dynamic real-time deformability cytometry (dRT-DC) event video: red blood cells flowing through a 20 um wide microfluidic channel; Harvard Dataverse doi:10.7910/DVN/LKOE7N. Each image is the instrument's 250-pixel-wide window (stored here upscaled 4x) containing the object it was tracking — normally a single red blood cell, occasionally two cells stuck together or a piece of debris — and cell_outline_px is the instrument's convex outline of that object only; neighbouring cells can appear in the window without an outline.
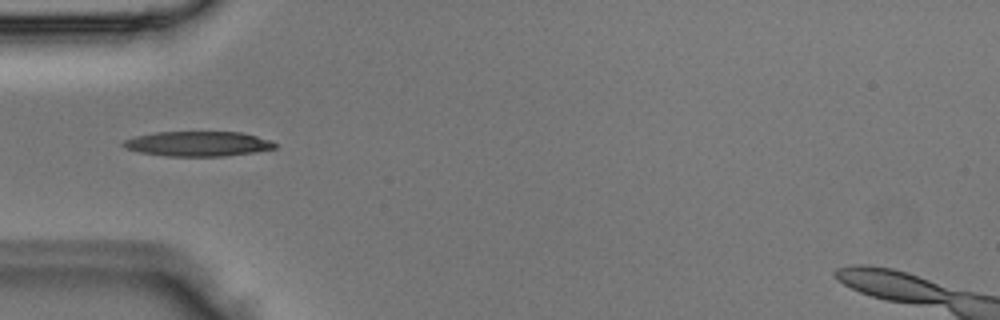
{"species": "Egyptian fruit bat (a non-hibernating species)", "species_latin": "Rousettus aegyptiacus", "temperature_condition": "room temperature", "stored_images_in_passage": 2, "camera_frame_rate_fps": 3000, "um_per_image_px": 0.085, "animal": {"sex": "male"}, "frame": {"image": 1, "passage_image": 2, "time_ms": 0.333, "image_size_px": [1000, 320], "cell_outline_px": [[276, 148], [252, 152], [224, 156], [164, 156], [140, 152], [124, 148], [120, 144], [124, 140], [136, 136], [156, 132], [240, 132], [272, 140], [276, 144]], "centroid_in_image_um": [16.79, 12.22], "position_along_channel_um": 68.2, "area_um2": 21.96}}